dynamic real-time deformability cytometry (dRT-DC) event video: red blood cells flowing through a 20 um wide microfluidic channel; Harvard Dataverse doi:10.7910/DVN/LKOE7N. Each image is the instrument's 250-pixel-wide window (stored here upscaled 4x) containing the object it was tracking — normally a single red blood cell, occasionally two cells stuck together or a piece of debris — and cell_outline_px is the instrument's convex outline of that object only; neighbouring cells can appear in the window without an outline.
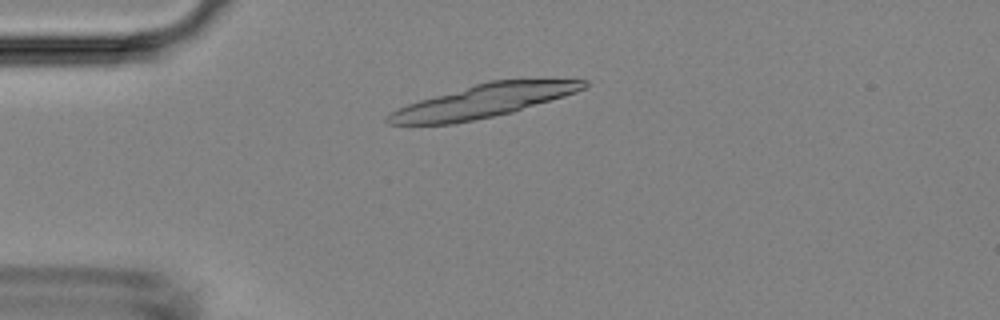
{"species": "Egyptian fruit bat (a non-hibernating species)", "species_latin": "Rousettus aegyptiacus", "temperature_condition": "room temperature", "stored_images_in_passage": 4, "camera_frame_rate_fps": 3000, "um_per_image_px": 0.085, "animal": {"sex": "female"}, "frame": {"image": 1, "passage_image": 4, "time_ms": 3.667, "image_size_px": [1000, 320], "cell_outline_px": [[588, 88], [564, 96], [512, 112], [452, 124], [388, 124], [384, 120], [384, 116], [408, 104], [420, 100], [488, 80], [588, 80]], "centroid_in_image_um": [41.07, 8.59], "position_along_channel_um": 43.9, "area_um2": 37.11}}